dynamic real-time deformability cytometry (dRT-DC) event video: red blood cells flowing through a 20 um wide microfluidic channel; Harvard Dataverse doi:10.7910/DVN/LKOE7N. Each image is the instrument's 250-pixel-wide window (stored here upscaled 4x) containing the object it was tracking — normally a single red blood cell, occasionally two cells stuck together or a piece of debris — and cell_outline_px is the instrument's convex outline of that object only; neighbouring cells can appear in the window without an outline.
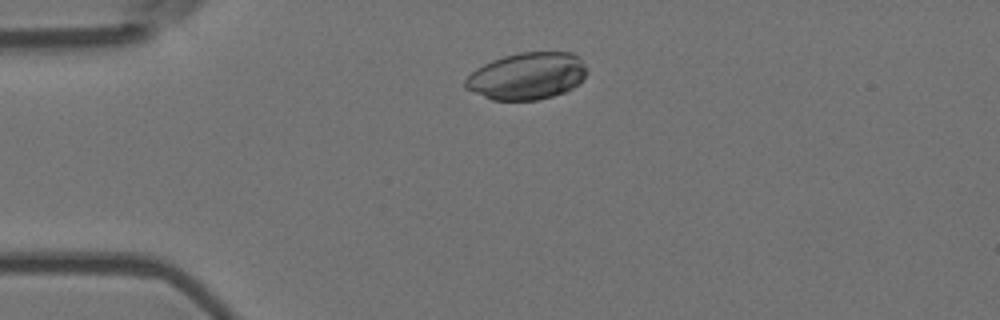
{"species": "Egyptian fruit bat (a non-hibernating species)", "species_latin": "Rousettus aegyptiacus", "temperature_condition": "room temperature", "stored_images_in_passage": 49, "camera_frame_rate_fps": 3000, "um_per_image_px": 0.085, "animal": {"sex": "female"}, "frame": {"image": 1, "passage_image": 7, "time_ms": 2.0, "image_size_px": [1000, 320], "cell_outline_px": [[588, 72], [572, 88], [564, 92], [552, 96], [536, 100], [492, 100], [464, 88], [464, 80], [476, 68], [492, 60], [504, 56], [520, 52], [572, 52], [580, 56], [588, 68]], "centroid_in_image_um": [44.8, 6.45], "position_along_channel_um": 40.2, "area_um2": 33.41}}
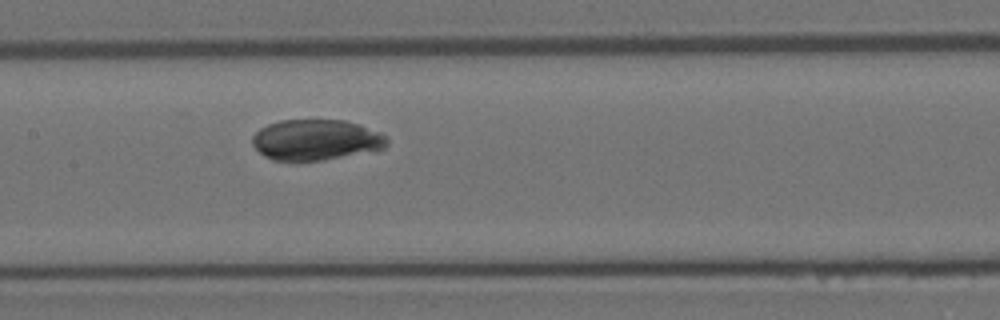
{"frame": {"image": 2, "passage_image": 21, "time_ms": 6.667, "image_size_px": [1000, 320], "cell_outline_px": [[388, 144], [384, 148], [376, 152], [324, 160], [272, 160], [264, 156], [252, 144], [252, 136], [260, 128], [268, 124], [280, 120], [344, 120], [360, 124], [380, 132], [388, 136]], "centroid_in_image_um": [26.92, 11.89], "position_along_channel_um": 180.5, "area_um2": 32.43}}
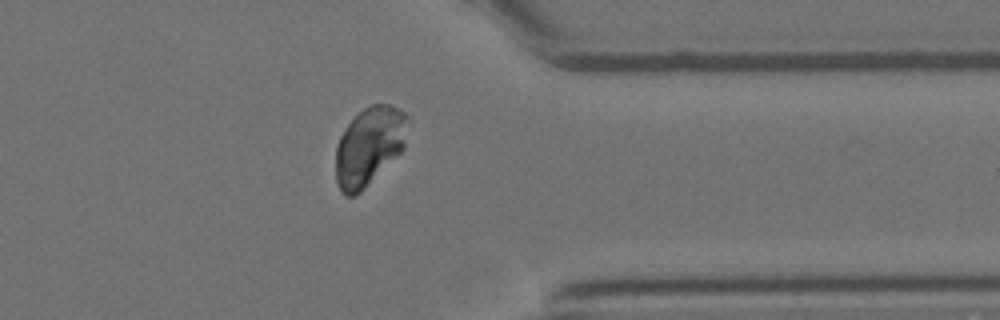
{"frame": {"image": 3, "passage_image": 38, "time_ms": 12.333, "image_size_px": [1000, 320], "cell_outline_px": [[412, 120], [404, 148], [356, 196], [344, 196], [340, 192], [336, 184], [336, 144], [340, 136], [348, 124], [364, 108], [372, 104], [388, 104], [404, 112]], "centroid_in_image_um": [31.4, 12.42], "position_along_channel_um": 380.0, "area_um2": 33.12}}